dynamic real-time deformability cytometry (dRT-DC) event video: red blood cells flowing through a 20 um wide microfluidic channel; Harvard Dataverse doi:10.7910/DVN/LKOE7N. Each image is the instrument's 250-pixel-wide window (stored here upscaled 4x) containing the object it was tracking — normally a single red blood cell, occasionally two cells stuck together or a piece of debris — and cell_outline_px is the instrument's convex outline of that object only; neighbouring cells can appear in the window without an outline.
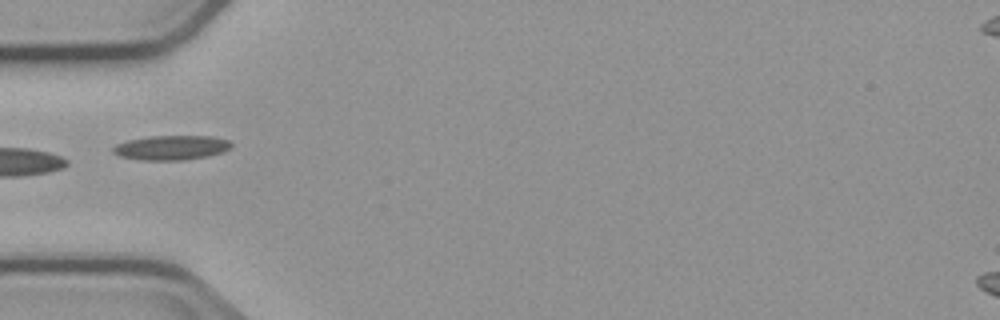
{"species": "common noctule bat (a hibernating species)", "species_latin": "Nyctalus noctula", "temperature_condition": "cold", "stored_images_in_passage": 7, "camera_frame_rate_fps": 3000, "um_per_image_px": 0.085, "animal": {"sex": "male", "body_mass_g": 23.1, "forearm_length_mm": 52.7}, "frame": {"image": 1, "passage_image": 4, "time_ms": 4.667, "image_size_px": [1000, 320], "cell_outline_px": [[232, 144], [228, 148], [220, 152], [208, 156], [184, 160], [140, 160], [120, 156], [112, 152], [112, 148], [116, 144], [128, 140], [148, 136], [212, 136], [228, 140]], "centroid_in_image_um": [14.51, 12.55], "position_along_channel_um": 70.5, "area_um2": 16.82}}
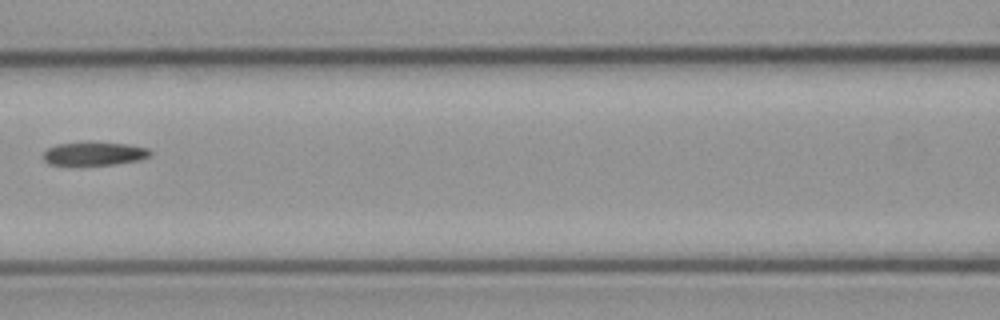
{"frame": {"image": 2, "passage_image": 6, "time_ms": 7.0, "image_size_px": [1000, 320], "cell_outline_px": [[152, 152], [148, 156], [140, 160], [116, 164], [48, 164], [44, 160], [44, 152], [48, 148], [56, 144], [128, 144], [148, 148]], "centroid_in_image_um": [8.04, 13.08], "position_along_channel_um": 158.6, "area_um2": 13.81}}
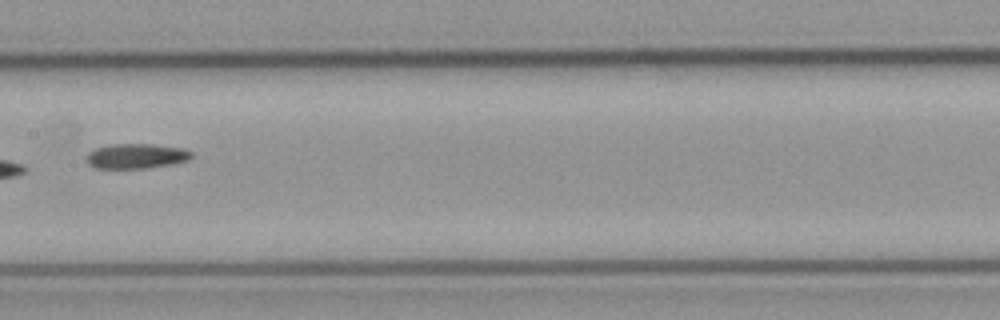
{"frame": {"image": 3, "passage_image": 7, "time_ms": 8.0, "image_size_px": [1000, 320], "cell_outline_px": [[192, 156], [188, 160], [176, 164], [148, 168], [96, 168], [88, 164], [88, 152], [96, 148], [112, 144], [152, 144], [184, 148], [192, 152]], "centroid_in_image_um": [11.63, 13.27], "position_along_channel_um": 195.8, "area_um2": 15.32}}